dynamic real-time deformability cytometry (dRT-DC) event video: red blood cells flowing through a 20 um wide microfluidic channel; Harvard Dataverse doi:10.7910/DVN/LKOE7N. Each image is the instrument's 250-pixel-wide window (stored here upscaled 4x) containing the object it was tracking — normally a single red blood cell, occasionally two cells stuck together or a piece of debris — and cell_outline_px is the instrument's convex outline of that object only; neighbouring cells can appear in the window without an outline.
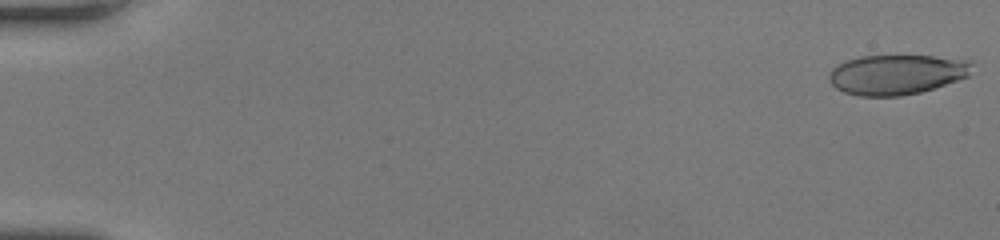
{"species": "human", "species_latin": "Homo sapiens", "temperature_condition": "room temperature", "stored_images_in_passage": 55, "camera_frame_rate_fps": 3000, "um_per_image_px": 0.085, "donor": {"sex": "female"}, "frame": {"image": 1, "passage_image": 1, "time_ms": 0.0, "image_size_px": [1000, 240], "cell_outline_px": [[972, 64], [968, 76], [920, 92], [900, 96], [860, 96], [844, 92], [836, 88], [828, 80], [828, 76], [832, 68], [836, 64], [860, 56], [932, 56], [972, 60]], "centroid_in_image_um": [76.18, 6.33], "position_along_channel_um": 8.8, "area_um2": 33.12}}
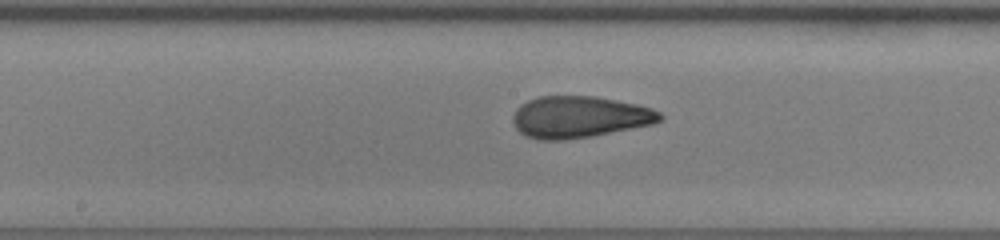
{"frame": {"image": 2, "passage_image": 30, "time_ms": 9.667, "image_size_px": [1000, 240], "cell_outline_px": [[664, 116], [660, 120], [652, 124], [592, 136], [564, 140], [536, 140], [524, 136], [516, 128], [512, 120], [512, 116], [516, 108], [520, 104], [528, 100], [540, 96], [596, 96], [636, 104], [652, 108], [660, 112]], "centroid_in_image_um": [49.21, 9.95], "position_along_channel_um": 199.0, "area_um2": 35.89}}
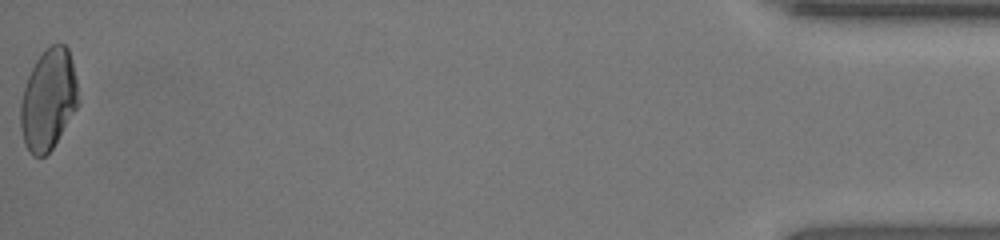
{"frame": {"image": 3, "passage_image": 55, "time_ms": 18.0, "image_size_px": [1000, 240], "cell_outline_px": [[80, 104], [52, 148], [44, 156], [32, 156], [24, 144], [20, 128], [20, 104], [24, 88], [28, 76], [36, 60], [52, 44], [64, 44], [68, 48], [76, 80], [80, 100]], "centroid_in_image_um": [4.11, 8.5], "position_along_channel_um": 431.1, "area_um2": 33.87}, "authors_computed_cell_mechanics": {"area_um2": 34.8534, "velocity_mm_per_s": 3.8801, "shape_relaxation_time_tau1_ms": 7.1989, "shape_relaxation_time_tau2_ms": 0.9884, "deformation_change_tau1": 0.2425, "deformation_change_tau2": 0.0705}}